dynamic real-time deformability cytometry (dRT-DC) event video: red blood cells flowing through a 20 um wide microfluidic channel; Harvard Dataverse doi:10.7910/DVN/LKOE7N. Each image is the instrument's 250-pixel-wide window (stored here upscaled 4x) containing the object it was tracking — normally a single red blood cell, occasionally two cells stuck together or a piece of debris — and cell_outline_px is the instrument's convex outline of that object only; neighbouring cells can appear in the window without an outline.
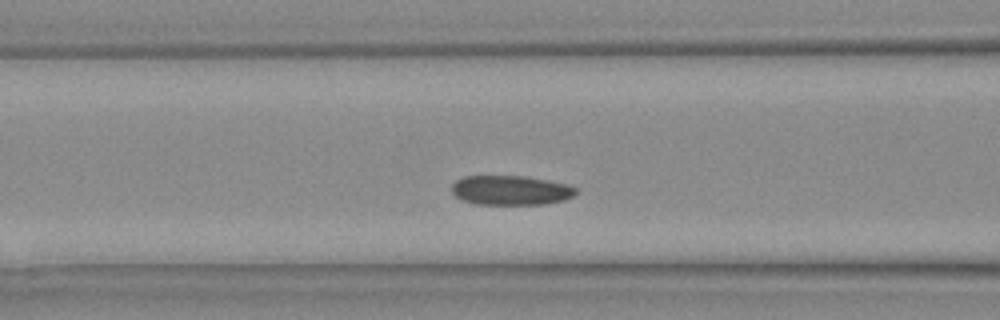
{"species": "Egyptian fruit bat (a non-hibernating species)", "species_latin": "Rousettus aegyptiacus", "temperature_condition": "warm", "stored_images_in_passage": 27, "camera_frame_rate_fps": 3000, "um_per_image_px": 0.085, "animal": {"sex": "female"}, "frame": {"image": 1, "passage_image": 8, "time_ms": 2.333, "image_size_px": [1000, 320], "cell_outline_px": [[576, 192], [572, 196], [564, 200], [544, 204], [476, 204], [464, 200], [456, 196], [452, 192], [452, 184], [456, 180], [464, 176], [524, 176], [568, 184], [576, 188]], "centroid_in_image_um": [43.4, 16.17], "position_along_channel_um": 123.2, "area_um2": 21.21}}